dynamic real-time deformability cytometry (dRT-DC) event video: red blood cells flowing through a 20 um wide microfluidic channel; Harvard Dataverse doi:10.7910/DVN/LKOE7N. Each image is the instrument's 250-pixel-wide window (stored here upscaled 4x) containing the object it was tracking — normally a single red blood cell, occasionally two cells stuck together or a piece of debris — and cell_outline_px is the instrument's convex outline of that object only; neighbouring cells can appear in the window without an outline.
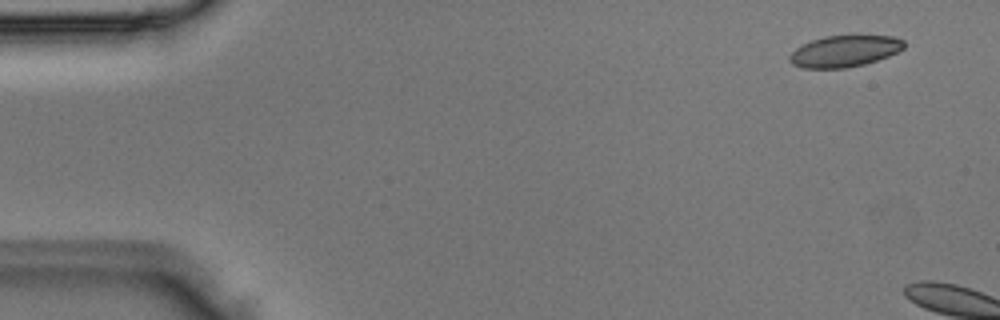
{"species": "Egyptian fruit bat (a non-hibernating species)", "species_latin": "Rousettus aegyptiacus", "temperature_condition": "room temperature", "stored_images_in_passage": 5, "camera_frame_rate_fps": 3000, "um_per_image_px": 0.085, "animal": {"sex": "male"}, "frame": {"image": 1, "passage_image": 1, "time_ms": 0.0, "image_size_px": [1000, 320], "cell_outline_px": [[904, 48], [888, 56], [864, 64], [844, 68], [804, 68], [792, 64], [788, 60], [788, 56], [796, 48], [812, 40], [824, 36], [852, 32], [892, 36], [904, 40]], "centroid_in_image_um": [71.8, 4.29], "position_along_channel_um": 13.2, "area_um2": 21.73}}
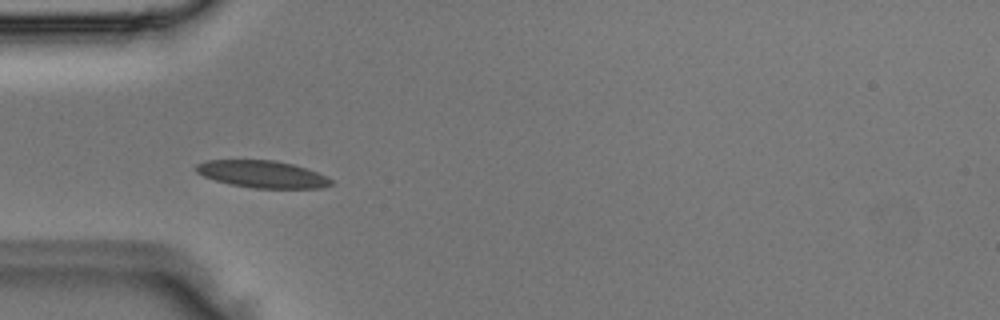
{"frame": {"image": 2, "passage_image": 4, "time_ms": 1.0, "image_size_px": [1000, 320], "cell_outline_px": [[332, 184], [320, 188], [252, 188], [228, 184], [204, 176], [196, 172], [192, 168], [196, 164], [208, 160], [276, 160], [292, 164], [316, 172], [332, 180]], "centroid_in_image_um": [22.23, 14.8], "position_along_channel_um": 62.8, "area_um2": 21.27}}
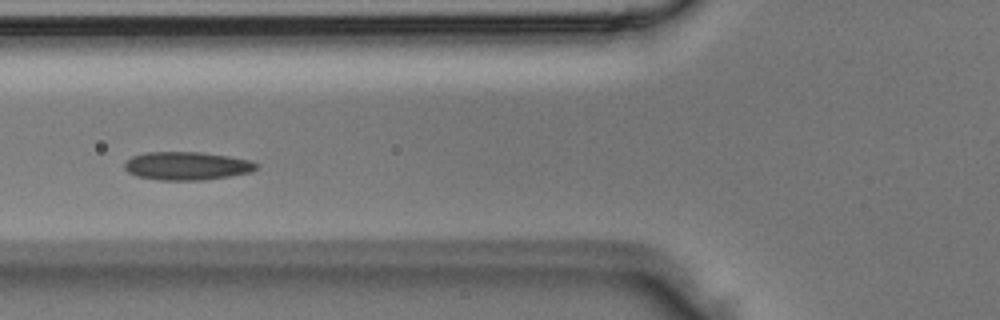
{"frame": {"image": 3, "passage_image": 5, "time_ms": 1.333, "image_size_px": [1000, 320], "cell_outline_px": [[260, 164], [252, 172], [204, 180], [160, 180], [136, 176], [128, 172], [124, 168], [124, 164], [132, 156], [144, 152], [200, 152], [228, 156], [252, 160]], "centroid_in_image_um": [15.9, 14.1], "position_along_channel_um": 109.9, "area_um2": 21.79}}